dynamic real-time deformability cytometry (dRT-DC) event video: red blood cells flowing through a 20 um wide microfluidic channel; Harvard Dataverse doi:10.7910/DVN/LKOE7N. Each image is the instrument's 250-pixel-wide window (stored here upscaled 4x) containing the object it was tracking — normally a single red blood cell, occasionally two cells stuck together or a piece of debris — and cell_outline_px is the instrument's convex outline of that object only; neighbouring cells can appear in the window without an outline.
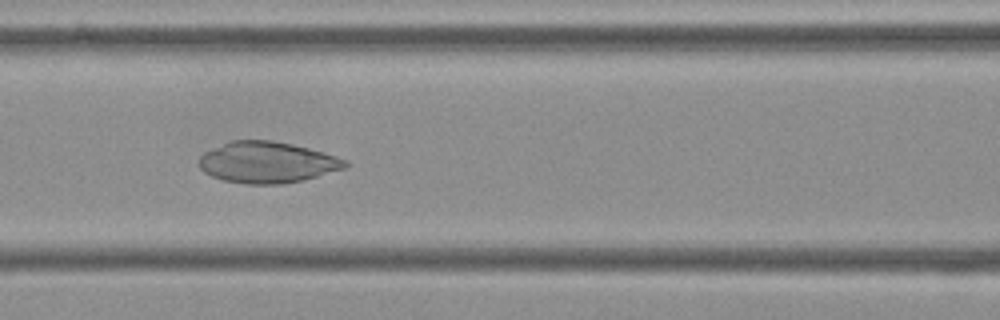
{"species": "Egyptian fruit bat (a non-hibernating species)", "species_latin": "Rousettus aegyptiacus", "temperature_condition": "cold", "stored_images_in_passage": 13, "camera_frame_rate_fps": 3000, "um_per_image_px": 0.085, "frame": {"image": 1, "passage_image": 6, "time_ms": 1.667, "image_size_px": [1000, 320], "cell_outline_px": [[348, 168], [304, 180], [284, 184], [248, 184], [224, 180], [212, 176], [204, 172], [200, 168], [200, 156], [204, 152], [232, 140], [272, 140], [292, 144], [324, 152], [348, 160]], "centroid_in_image_um": [22.76, 13.8], "position_along_channel_um": 143.8, "area_um2": 35.2}}
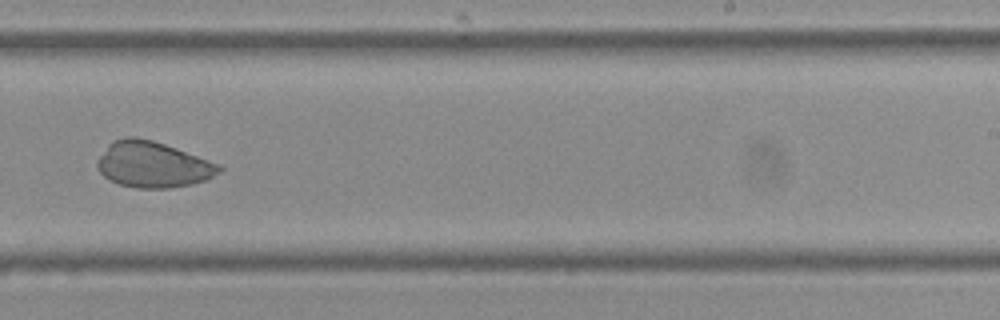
{"frame": {"image": 2, "passage_image": 9, "time_ms": 2.667, "image_size_px": [1000, 320], "cell_outline_px": [[224, 168], [220, 172], [208, 180], [192, 184], [172, 188], [136, 188], [120, 184], [108, 180], [96, 168], [96, 160], [108, 144], [112, 140], [128, 136], [136, 136], [152, 140], [176, 148], [220, 164]], "centroid_in_image_um": [12.98, 13.99], "position_along_channel_um": 276.0, "area_um2": 32.95}}
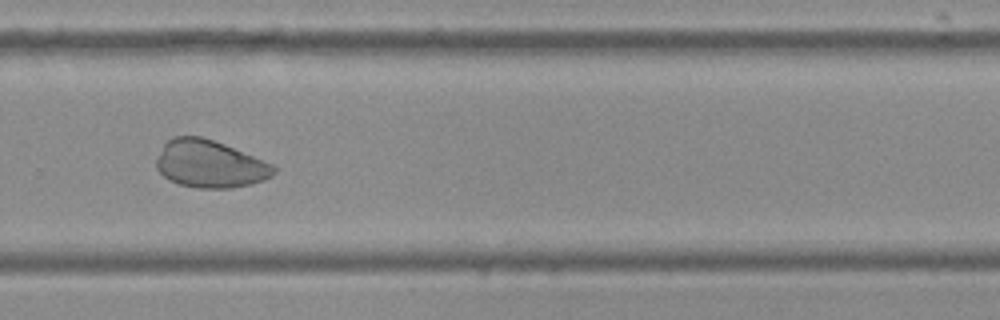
{"frame": {"image": 3, "passage_image": 10, "time_ms": 3.0, "image_size_px": [1000, 320], "cell_outline_px": [[276, 172], [272, 176], [264, 180], [252, 184], [228, 188], [196, 188], [180, 184], [168, 180], [156, 168], [156, 160], [164, 144], [168, 140], [176, 136], [200, 136], [224, 144], [272, 164], [276, 168]], "centroid_in_image_um": [17.83, 13.95], "position_along_channel_um": 312.0, "area_um2": 32.25}}